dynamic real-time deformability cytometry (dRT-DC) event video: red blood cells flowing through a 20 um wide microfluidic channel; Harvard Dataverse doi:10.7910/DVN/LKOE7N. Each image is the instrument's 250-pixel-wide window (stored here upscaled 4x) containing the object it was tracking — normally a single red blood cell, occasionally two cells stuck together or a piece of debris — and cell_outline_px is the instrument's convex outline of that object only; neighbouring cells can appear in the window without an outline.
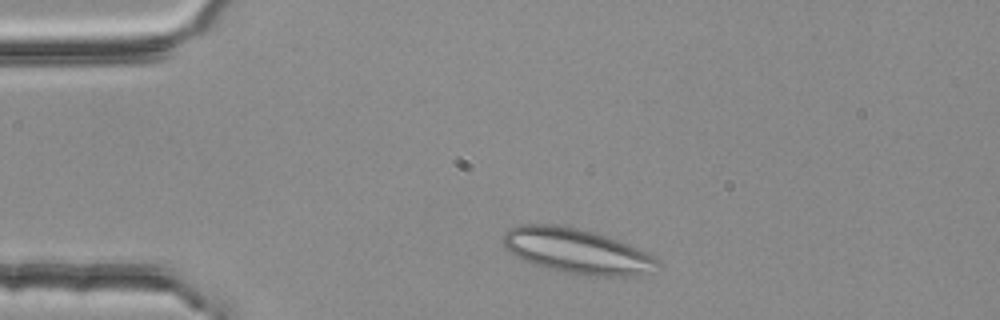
{"species": "common noctule bat (a hibernating species)", "species_latin": "Nyctalus noctula", "temperature_condition": "room temperature", "stored_images_in_passage": 2, "camera_frame_rate_fps": 3000, "um_per_image_px": 0.085, "animal": {"sex": "female", "body_mass_g": 25.1}, "frame": {"image": 1, "passage_image": 1, "time_ms": 0.0, "image_size_px": [1000, 320], "cell_outline_px": [[664, 264], [652, 272], [636, 276], [588, 276], [548, 268], [532, 264], [516, 256], [504, 244], [504, 232], [508, 228], [516, 224], [552, 224], [576, 228], [608, 236], [648, 252], [660, 260]], "centroid_in_image_um": [49.11, 21.35], "position_along_channel_um": 35.9, "area_um2": 40.63}}